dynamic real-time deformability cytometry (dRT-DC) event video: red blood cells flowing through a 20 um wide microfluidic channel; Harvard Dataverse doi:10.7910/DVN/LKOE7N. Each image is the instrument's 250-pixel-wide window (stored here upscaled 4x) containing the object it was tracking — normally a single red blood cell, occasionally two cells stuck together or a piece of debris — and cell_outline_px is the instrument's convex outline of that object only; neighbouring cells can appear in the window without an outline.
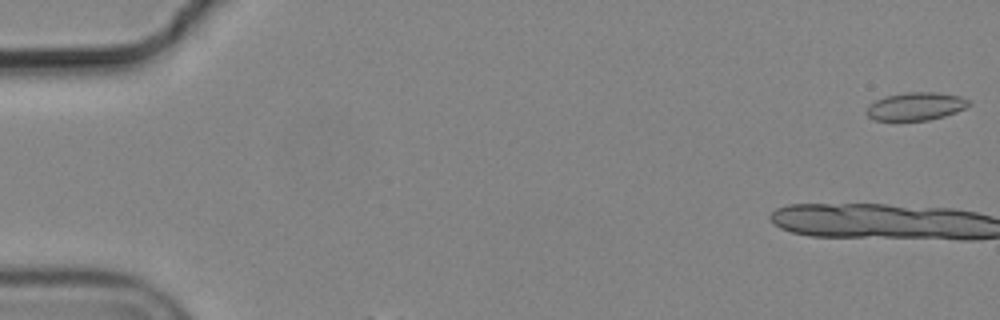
{"species": "common noctule bat (a hibernating species)", "species_latin": "Nyctalus noctula", "temperature_condition": "cold", "stored_images_in_passage": 3, "camera_frame_rate_fps": 3000, "um_per_image_px": 0.085, "animal": {"sex": "male", "body_mass_g": 19.2, "forearm_length_mm": 51.8}, "frame": {"image": 1, "passage_image": 1, "time_ms": 0.0, "image_size_px": [1000, 320], "cell_outline_px": [[972, 104], [956, 112], [944, 116], [928, 120], [872, 120], [864, 112], [868, 104], [884, 96], [904, 92], [936, 92], [960, 96], [968, 100]], "centroid_in_image_um": [77.8, 9.03], "position_along_channel_um": 7.2, "area_um2": 16.82}}